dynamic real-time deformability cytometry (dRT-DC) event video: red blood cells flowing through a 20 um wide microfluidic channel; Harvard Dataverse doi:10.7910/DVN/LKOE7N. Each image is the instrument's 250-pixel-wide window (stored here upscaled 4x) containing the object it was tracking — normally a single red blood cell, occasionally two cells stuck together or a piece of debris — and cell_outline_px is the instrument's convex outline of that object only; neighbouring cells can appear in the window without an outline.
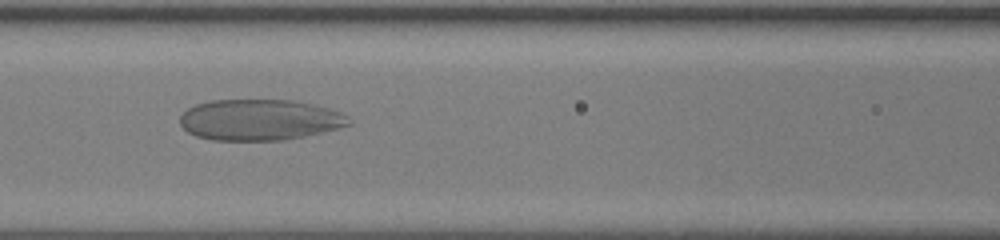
{"species": "human", "species_latin": "Homo sapiens", "temperature_condition": "room temperature", "stored_images_in_passage": 50, "camera_frame_rate_fps": 3000, "um_per_image_px": 0.085, "donor": {"sex": "female"}, "frame": {"image": 1, "passage_image": 23, "time_ms": 7.333, "image_size_px": [1000, 240], "cell_outline_px": [[352, 124], [340, 128], [304, 136], [280, 140], [212, 140], [196, 136], [188, 132], [180, 124], [180, 116], [188, 108], [196, 104], [212, 100], [292, 100], [312, 104], [328, 108], [340, 112], [348, 116], [352, 120]], "centroid_in_image_um": [22.08, 10.18], "position_along_channel_um": 144.5, "area_um2": 40.34}}
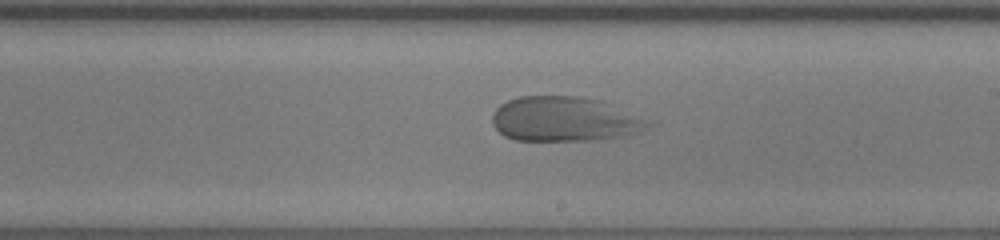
{"frame": {"image": 2, "passage_image": 30, "time_ms": 9.667, "image_size_px": [1000, 240], "cell_outline_px": [[656, 124], [636, 132], [620, 136], [592, 140], [516, 140], [504, 136], [492, 124], [492, 116], [496, 108], [500, 104], [508, 100], [520, 96], [580, 96], [604, 100], [648, 120]], "centroid_in_image_um": [47.98, 10.11], "position_along_channel_um": 241.0, "area_um2": 40.69}}
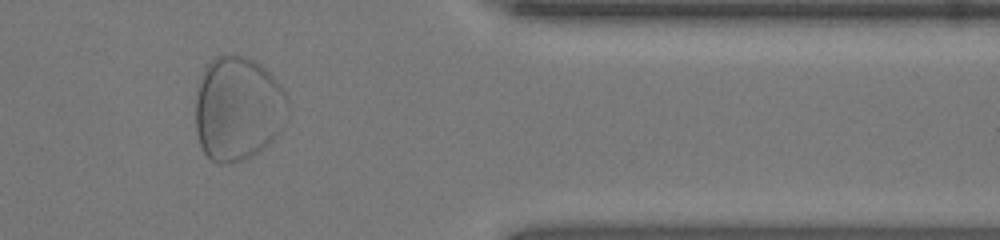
{"frame": {"image": 3, "passage_image": 42, "time_ms": 13.667, "image_size_px": [1000, 240], "cell_outline_px": [[284, 124], [280, 132], [268, 144], [252, 156], [240, 160], [224, 164], [220, 164], [212, 160], [204, 152], [200, 144], [196, 132], [196, 96], [204, 68], [216, 56], [244, 56], [256, 60], [284, 88]], "centroid_in_image_um": [20.19, 9.24], "position_along_channel_um": 391.2, "area_um2": 55.37}}